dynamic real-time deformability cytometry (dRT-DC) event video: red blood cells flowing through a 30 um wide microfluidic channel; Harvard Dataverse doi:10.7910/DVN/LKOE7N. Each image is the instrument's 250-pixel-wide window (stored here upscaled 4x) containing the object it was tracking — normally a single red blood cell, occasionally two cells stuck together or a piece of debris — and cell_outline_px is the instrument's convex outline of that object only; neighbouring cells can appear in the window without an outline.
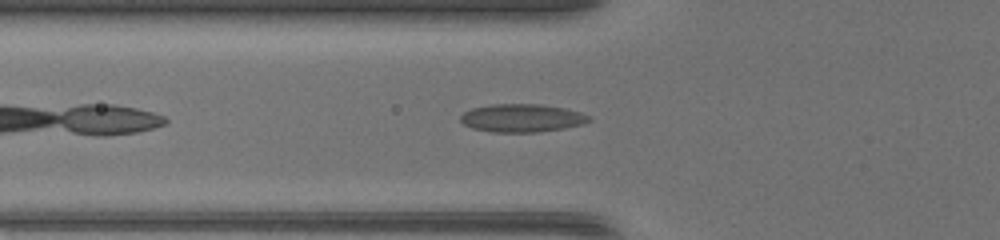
{"species": "common noctule bat (a hibernating species)", "species_latin": "Nyctalus noctula", "temperature_condition": "warm", "stored_images_in_passage": 30, "camera_frame_rate_fps": 3000, "um_per_image_px": 0.085, "animal": {"sex": "female", "body_mass_g": 17.0, "forearm_length_mm": 48.0}, "frame": {"image": 1, "passage_image": 2, "time_ms": 0.333, "image_size_px": [1000, 240], "cell_outline_px": [[592, 120], [584, 124], [564, 128], [536, 132], [492, 132], [472, 128], [464, 124], [460, 120], [460, 116], [464, 112], [472, 108], [492, 104], [540, 104], [564, 108], [580, 112], [592, 116]], "centroid_in_image_um": [44.39, 10.03], "position_along_channel_um": 81.4, "area_um2": 21.1}}
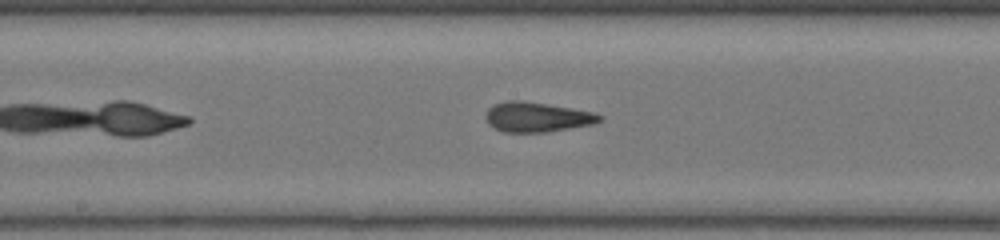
{"frame": {"image": 2, "passage_image": 10, "time_ms": 3.0, "image_size_px": [1000, 240], "cell_outline_px": [[604, 116], [600, 120], [592, 124], [548, 132], [504, 132], [488, 124], [484, 116], [488, 108], [504, 100], [524, 100], [592, 112]], "centroid_in_image_um": [45.6, 9.94], "position_along_channel_um": 202.6, "area_um2": 19.71}}
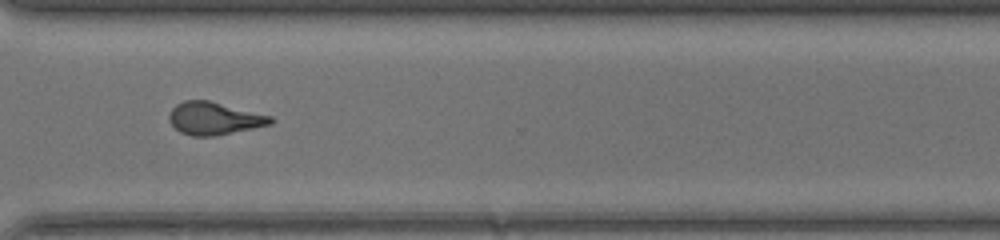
{"frame": {"image": 3, "passage_image": 20, "time_ms": 6.333, "image_size_px": [1000, 240], "cell_outline_px": [[272, 124], [216, 136], [192, 136], [180, 132], [168, 120], [168, 116], [172, 108], [176, 104], [184, 100], [208, 100], [272, 116]], "centroid_in_image_um": [18.18, 10.06], "position_along_channel_um": 352.4, "area_um2": 19.25}}